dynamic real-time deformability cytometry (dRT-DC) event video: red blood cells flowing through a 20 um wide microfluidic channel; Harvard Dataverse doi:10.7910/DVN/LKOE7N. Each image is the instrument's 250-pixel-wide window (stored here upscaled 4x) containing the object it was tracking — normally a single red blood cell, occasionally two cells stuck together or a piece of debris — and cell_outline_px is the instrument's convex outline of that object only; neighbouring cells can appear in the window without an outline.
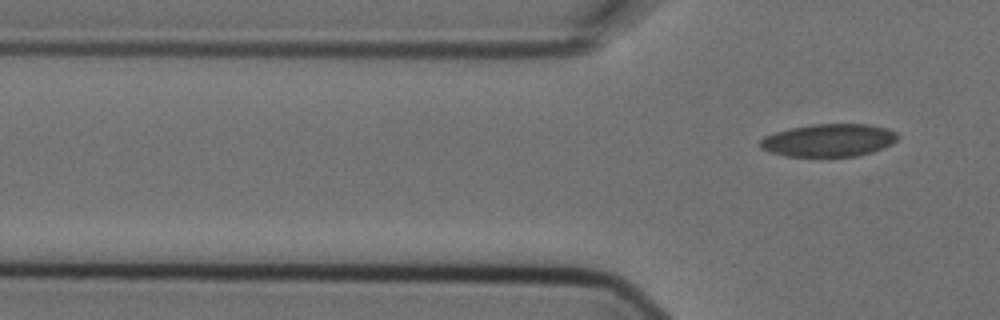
{"species": "Egyptian fruit bat (a non-hibernating species)", "species_latin": "Rousettus aegyptiacus", "temperature_condition": "cold", "stored_images_in_passage": 6, "segment_of_instrument_passage": [2, 2], "camera_frame_rate_fps": 3000, "um_per_image_px": 0.085, "animal": {"sex": "female"}, "frame": {"image": 1, "passage_image": 6, "time_ms": 1.667, "image_size_px": [1000, 320], "cell_outline_px": [[900, 136], [892, 144], [884, 148], [872, 152], [856, 156], [788, 156], [772, 152], [760, 148], [760, 140], [764, 136], [788, 128], [812, 124], [868, 124], [884, 128], [896, 132]], "centroid_in_image_um": [70.46, 11.91], "position_along_channel_um": 55.3, "area_um2": 26.18}}